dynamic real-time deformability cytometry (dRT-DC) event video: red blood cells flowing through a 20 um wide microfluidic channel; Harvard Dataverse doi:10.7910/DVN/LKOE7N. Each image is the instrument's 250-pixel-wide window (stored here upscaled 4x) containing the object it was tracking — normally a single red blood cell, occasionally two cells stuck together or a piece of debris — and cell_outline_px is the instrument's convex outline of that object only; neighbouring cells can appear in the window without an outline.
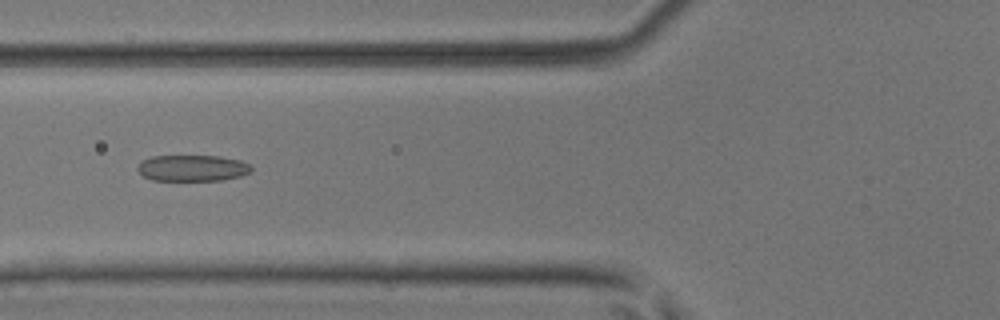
{"species": "common noctule bat (a hibernating species)", "species_latin": "Nyctalus noctula", "temperature_condition": "room temperature", "stored_images_in_passage": 6, "camera_frame_rate_fps": 3000, "um_per_image_px": 0.085, "animal": {"sex": "male", "body_mass_g": 17.9, "forearm_length_mm": 54.2}, "frame": {"image": 1, "passage_image": 5, "time_ms": 1.333, "image_size_px": [1000, 320], "cell_outline_px": [[252, 172], [240, 176], [220, 180], [152, 180], [144, 176], [136, 168], [140, 160], [152, 156], [220, 156], [240, 160], [248, 164], [252, 168]], "centroid_in_image_um": [16.34, 14.28], "position_along_channel_um": 109.5, "area_um2": 17.4}}
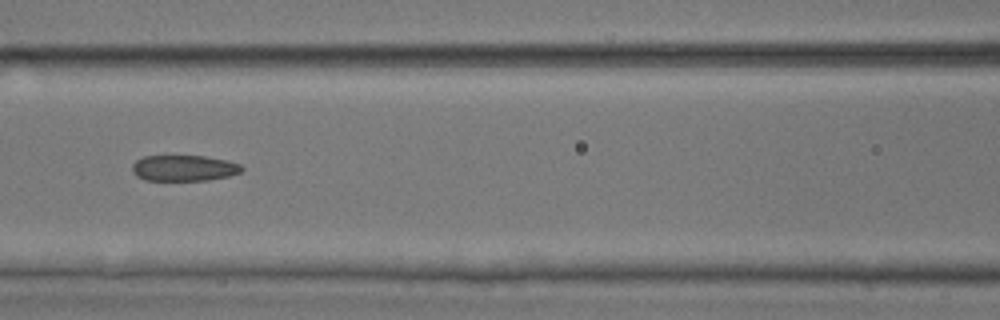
{"frame": {"image": 2, "passage_image": 6, "time_ms": 1.667, "image_size_px": [1000, 320], "cell_outline_px": [[244, 168], [240, 172], [228, 176], [208, 180], [144, 180], [136, 176], [132, 172], [132, 164], [136, 160], [144, 156], [204, 156], [228, 160], [240, 164]], "centroid_in_image_um": [15.62, 14.28], "position_along_channel_um": 151.0, "area_um2": 16.59}}